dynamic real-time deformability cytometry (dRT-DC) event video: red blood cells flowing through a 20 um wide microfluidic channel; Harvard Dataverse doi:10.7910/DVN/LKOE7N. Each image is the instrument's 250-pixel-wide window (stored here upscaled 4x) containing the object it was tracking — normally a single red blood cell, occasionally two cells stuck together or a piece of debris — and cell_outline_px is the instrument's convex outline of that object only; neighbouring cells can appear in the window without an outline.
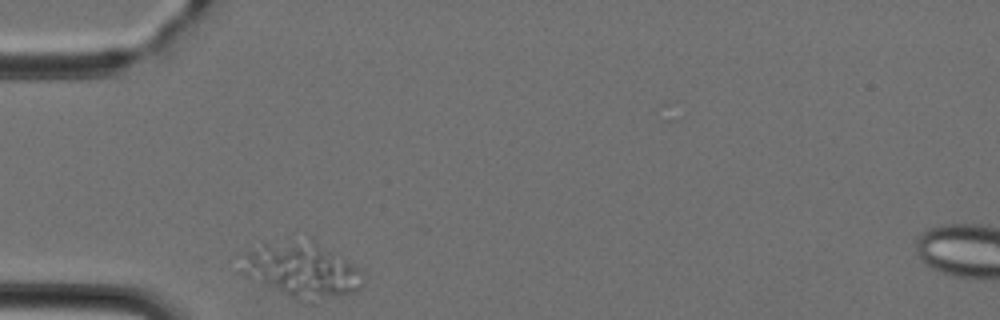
{"species": "Egyptian fruit bat (a non-hibernating species)", "species_latin": "Rousettus aegyptiacus", "temperature_condition": "cold", "stored_images_in_passage": 38, "segment_of_instrument_passage": [1, 2], "camera_frame_rate_fps": 3000, "um_per_image_px": 0.085, "animal": {"sex": "female"}, "frame": {"image": 1, "passage_image": 1, "time_ms": 0.0, "image_size_px": [1000, 320], "cell_outline_px": [[364, 284], [360, 288], [352, 292], [312, 304], [300, 304], [236, 272], [248, 252], [264, 244], [312, 236], [352, 264], [356, 268], [364, 280]], "centroid_in_image_um": [25.62, 22.99], "position_along_channel_um": 59.4, "area_um2": 40.29}}